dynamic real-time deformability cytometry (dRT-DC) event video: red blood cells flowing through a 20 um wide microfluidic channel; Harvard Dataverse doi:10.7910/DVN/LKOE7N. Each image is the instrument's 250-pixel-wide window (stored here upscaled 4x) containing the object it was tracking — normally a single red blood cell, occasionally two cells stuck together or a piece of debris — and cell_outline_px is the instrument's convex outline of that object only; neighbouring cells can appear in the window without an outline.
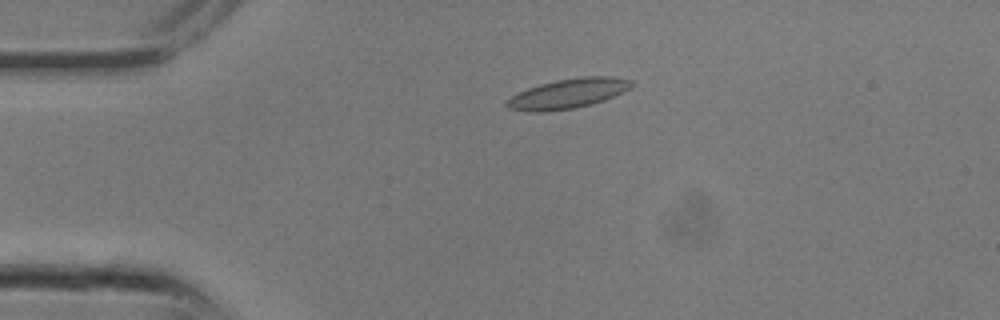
{"species": "common noctule bat (a hibernating species)", "species_latin": "Nyctalus noctula", "temperature_condition": "room temperature", "stored_images_in_passage": 10, "camera_frame_rate_fps": 3000, "um_per_image_px": 0.085, "animal": {"sex": "male", "body_mass_g": 13.3}, "frame": {"image": 1, "passage_image": 3, "time_ms": 0.667, "image_size_px": [1000, 320], "cell_outline_px": [[636, 84], [604, 100], [592, 104], [576, 108], [544, 112], [528, 112], [508, 108], [504, 104], [512, 96], [528, 88], [540, 84], [556, 80], [580, 76], [612, 76], [632, 80]], "centroid_in_image_um": [48.28, 7.95], "position_along_channel_um": 36.7, "area_um2": 21.62}}
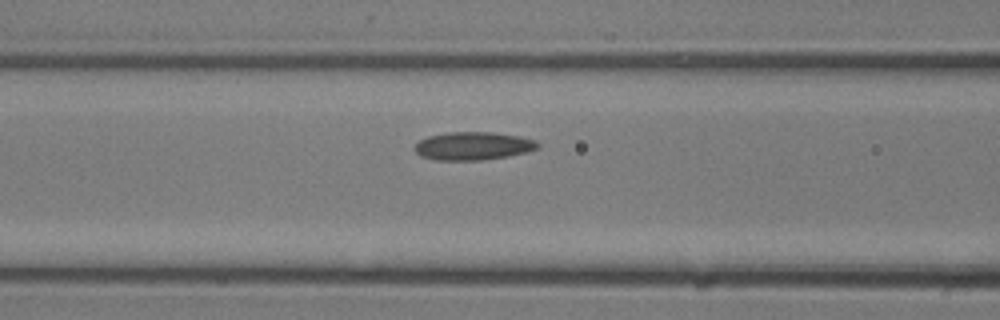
{"frame": {"image": 2, "passage_image": 8, "time_ms": 2.333, "image_size_px": [1000, 320], "cell_outline_px": [[540, 148], [508, 156], [484, 160], [436, 160], [420, 156], [416, 152], [416, 144], [420, 140], [428, 136], [448, 132], [492, 132], [520, 136], [536, 140], [540, 144]], "centroid_in_image_um": [40.24, 12.4], "position_along_channel_um": 126.4, "area_um2": 20.17}}
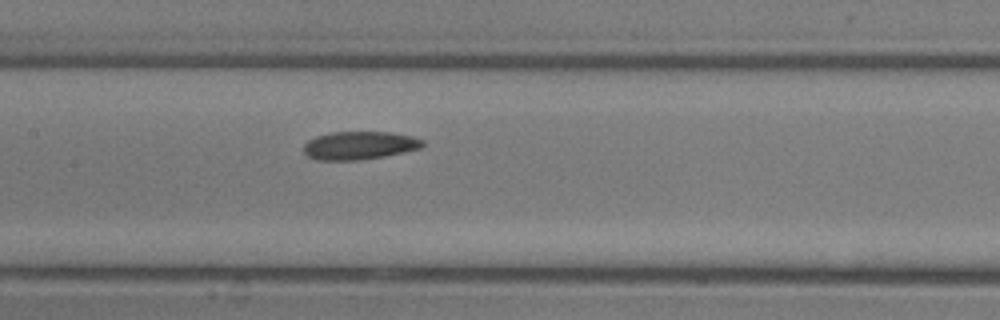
{"frame": {"image": 3, "passage_image": 10, "time_ms": 3.0, "image_size_px": [1000, 320], "cell_outline_px": [[424, 144], [420, 148], [404, 152], [384, 156], [360, 160], [316, 160], [308, 156], [304, 152], [304, 144], [308, 140], [316, 136], [332, 132], [388, 132], [412, 136], [424, 140]], "centroid_in_image_um": [30.54, 12.36], "position_along_channel_um": 176.9, "area_um2": 19.48}}